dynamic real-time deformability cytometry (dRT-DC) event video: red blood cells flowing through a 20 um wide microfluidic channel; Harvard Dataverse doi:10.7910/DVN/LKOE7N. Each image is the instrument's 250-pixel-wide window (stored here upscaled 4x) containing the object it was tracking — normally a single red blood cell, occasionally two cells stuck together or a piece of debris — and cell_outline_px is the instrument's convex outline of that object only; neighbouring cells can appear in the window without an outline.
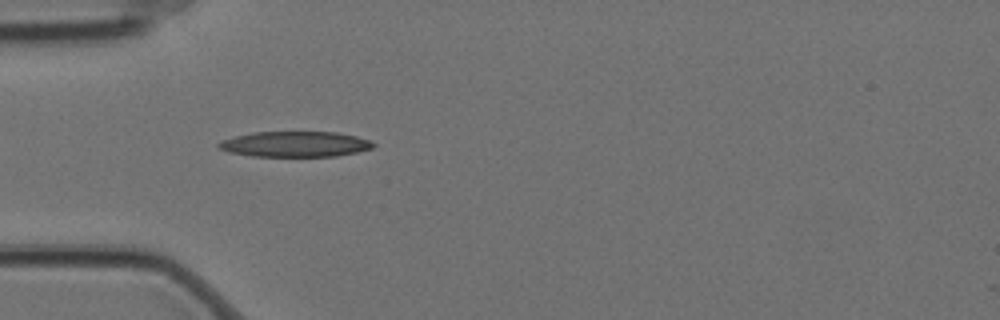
{"species": "Egyptian fruit bat (a non-hibernating species)", "species_latin": "Rousettus aegyptiacus", "temperature_condition": "cold", "stored_images_in_passage": 5, "camera_frame_rate_fps": 3000, "um_per_image_px": 0.085, "animal": {"sex": "female"}, "frame": {"image": 1, "passage_image": 5, "time_ms": 1.333, "image_size_px": [1000, 320], "cell_outline_px": [[376, 144], [372, 148], [356, 152], [336, 156], [252, 156], [228, 152], [220, 148], [216, 144], [220, 140], [252, 132], [336, 132], [356, 136], [368, 140]], "centroid_in_image_um": [25.05, 12.25], "position_along_channel_um": 59.9, "area_um2": 22.89}}